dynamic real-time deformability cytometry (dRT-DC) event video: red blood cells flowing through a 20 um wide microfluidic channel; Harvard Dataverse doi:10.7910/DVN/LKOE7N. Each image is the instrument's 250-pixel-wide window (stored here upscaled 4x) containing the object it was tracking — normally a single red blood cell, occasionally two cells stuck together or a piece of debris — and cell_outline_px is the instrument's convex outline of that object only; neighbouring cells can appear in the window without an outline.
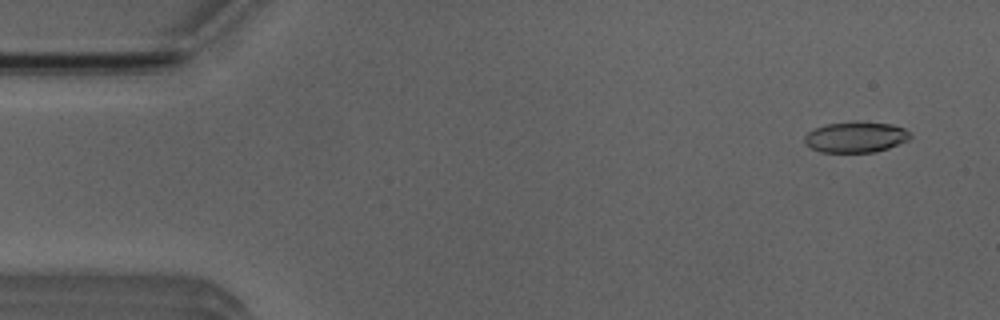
{"species": "Egyptian fruit bat (a non-hibernating species)", "species_latin": "Rousettus aegyptiacus", "temperature_condition": "room temperature", "stored_images_in_passage": 4, "camera_frame_rate_fps": 3000, "um_per_image_px": 0.085, "animal": {"sex": "male"}, "frame": {"image": 1, "passage_image": 1, "time_ms": 0.0, "image_size_px": [1000, 320], "cell_outline_px": [[912, 136], [908, 140], [888, 148], [876, 152], [820, 152], [804, 144], [804, 136], [808, 132], [816, 128], [828, 124], [852, 120], [860, 120], [892, 124], [904, 128], [912, 132]], "centroid_in_image_um": [72.76, 11.63], "position_along_channel_um": 12.2, "area_um2": 19.36}}
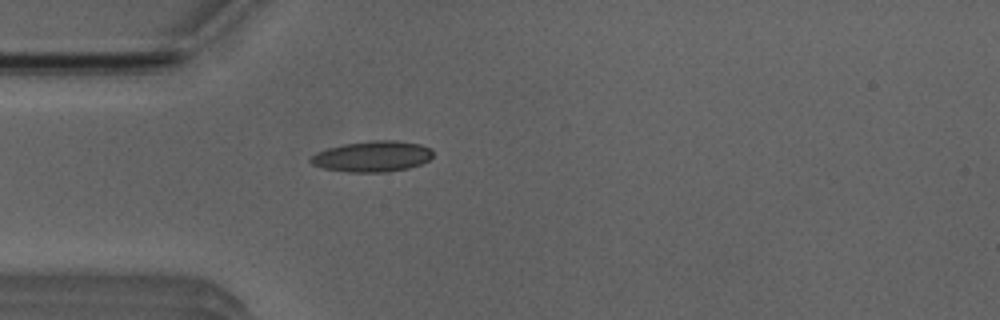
{"frame": {"image": 2, "passage_image": 4, "time_ms": 3.667, "image_size_px": [1000, 320], "cell_outline_px": [[432, 156], [428, 160], [420, 164], [408, 168], [384, 172], [348, 172], [324, 168], [312, 164], [308, 160], [316, 152], [328, 148], [344, 144], [372, 140], [396, 140], [420, 144], [432, 148]], "centroid_in_image_um": [31.65, 13.29], "position_along_channel_um": 53.4, "area_um2": 21.91}}